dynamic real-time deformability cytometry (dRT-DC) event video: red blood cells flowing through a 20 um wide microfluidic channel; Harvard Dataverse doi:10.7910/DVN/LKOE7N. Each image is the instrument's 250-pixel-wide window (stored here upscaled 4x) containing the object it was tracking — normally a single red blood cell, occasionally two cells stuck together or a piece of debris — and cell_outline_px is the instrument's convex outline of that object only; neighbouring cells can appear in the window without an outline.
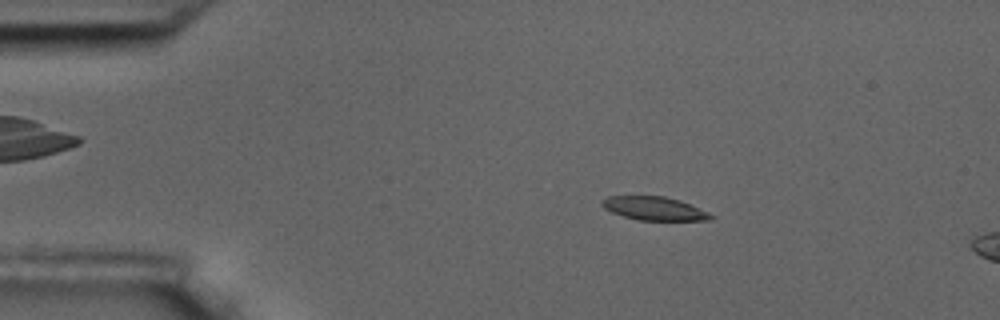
{"species": "common noctule bat (a hibernating species)", "species_latin": "Nyctalus noctula", "temperature_condition": "room temperature", "stored_images_in_passage": 4, "camera_frame_rate_fps": 3000, "um_per_image_px": 0.085, "animal": {"sex": "male", "body_mass_g": 17.5, "forearm_length_mm": 52.3}, "frame": {"image": 1, "passage_image": 2, "time_ms": 1.333, "image_size_px": [1000, 320], "cell_outline_px": [[716, 216], [712, 220], [640, 220], [624, 216], [612, 212], [604, 208], [600, 204], [600, 200], [608, 196], [664, 196], [680, 200], [708, 212]], "centroid_in_image_um": [55.61, 17.71], "position_along_channel_um": 29.4, "area_um2": 14.91}}